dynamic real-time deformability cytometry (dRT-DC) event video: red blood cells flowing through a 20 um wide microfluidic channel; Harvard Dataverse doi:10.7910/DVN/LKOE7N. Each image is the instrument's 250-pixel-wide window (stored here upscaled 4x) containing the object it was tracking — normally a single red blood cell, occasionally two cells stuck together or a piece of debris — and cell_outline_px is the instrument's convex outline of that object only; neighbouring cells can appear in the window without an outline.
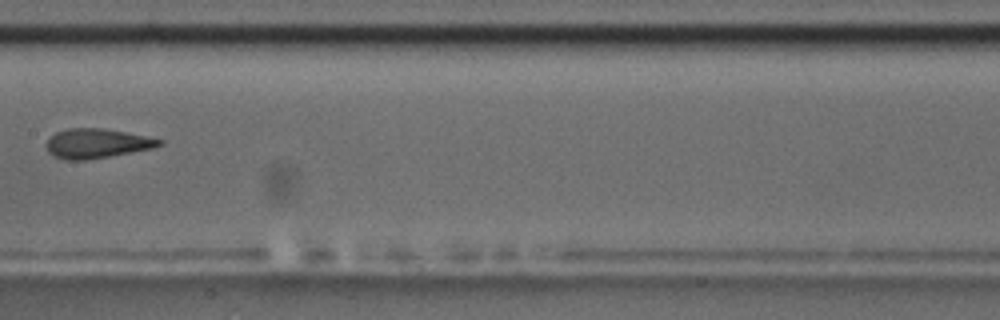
{"species": "common noctule bat (a hibernating species)", "species_latin": "Nyctalus noctula", "temperature_condition": "room temperature", "stored_images_in_passage": 7, "camera_frame_rate_fps": 3000, "um_per_image_px": 0.085, "animal": {"sex": "male", "body_mass_g": 17.5, "forearm_length_mm": 52.3}, "frame": {"image": 1, "passage_image": 7, "time_ms": 7.0, "image_size_px": [1000, 320], "cell_outline_px": [[164, 144], [152, 148], [88, 160], [64, 160], [48, 152], [48, 136], [56, 132], [68, 128], [100, 128], [124, 132], [164, 140]], "centroid_in_image_um": [8.21, 12.19], "position_along_channel_um": 199.2, "area_um2": 19.19}}